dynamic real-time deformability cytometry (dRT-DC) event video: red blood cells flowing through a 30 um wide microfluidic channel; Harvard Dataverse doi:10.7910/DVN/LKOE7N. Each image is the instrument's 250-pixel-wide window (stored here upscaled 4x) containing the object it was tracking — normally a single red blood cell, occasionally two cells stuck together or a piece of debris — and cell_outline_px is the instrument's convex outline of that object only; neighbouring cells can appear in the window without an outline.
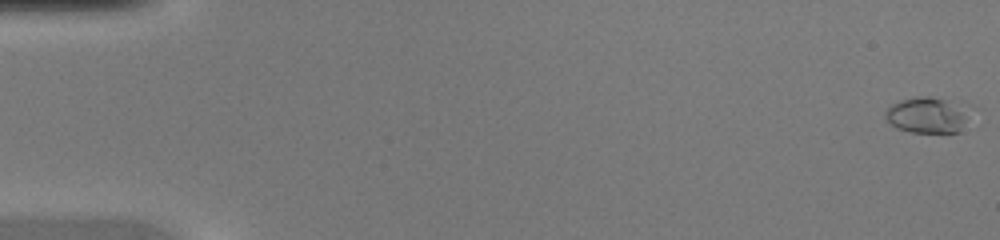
{"species": "common noctule bat (a hibernating species)", "species_latin": "Nyctalus noctula", "temperature_condition": "warm", "stored_images_in_passage": 46, "camera_frame_rate_fps": 3000, "um_per_image_px": 0.085, "animal": {"sex": "female", "body_mass_g": 20.0, "forearm_length_mm": 54.0}, "frame": {"image": 1, "passage_image": 1, "time_ms": 0.0, "image_size_px": [1000, 240], "cell_outline_px": [[964, 120], [960, 132], [908, 132], [896, 128], [884, 116], [884, 112], [892, 104], [900, 100], [916, 96], [928, 96], [944, 100], [960, 112], [964, 116]], "centroid_in_image_um": [78.59, 9.81], "position_along_channel_um": 6.4, "area_um2": 16.42}}
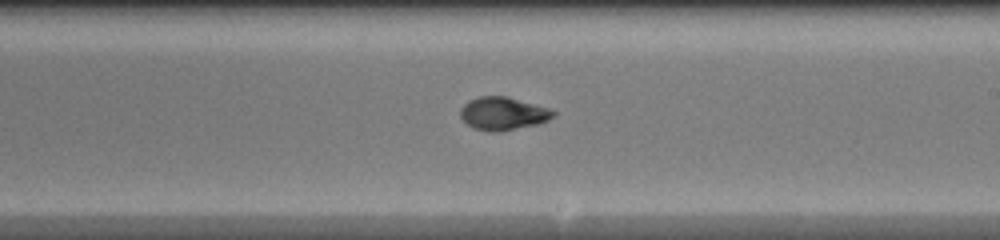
{"frame": {"image": 2, "passage_image": 28, "time_ms": 9.0, "image_size_px": [1000, 240], "cell_outline_px": [[556, 116], [540, 124], [496, 132], [492, 132], [472, 128], [460, 116], [460, 108], [468, 100], [480, 96], [504, 96], [552, 108], [556, 112]], "centroid_in_image_um": [42.79, 9.65], "position_along_channel_um": 246.2, "area_um2": 18.03}}
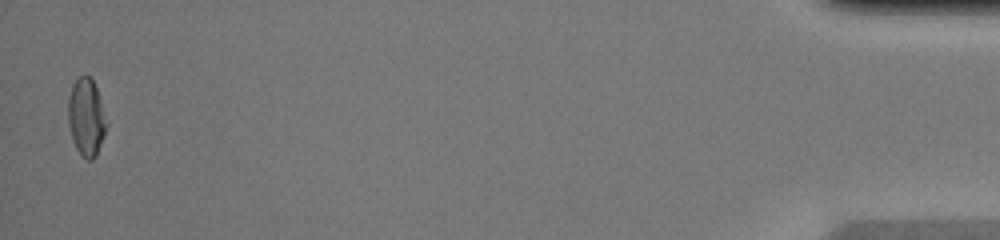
{"frame": {"image": 3, "passage_image": 46, "time_ms": 15.0, "image_size_px": [1000, 240], "cell_outline_px": [[108, 124], [104, 136], [96, 156], [92, 160], [88, 160], [80, 156], [72, 140], [68, 124], [68, 96], [72, 84], [80, 76], [88, 76], [92, 80], [96, 88]], "centroid_in_image_um": [7.32, 10.01], "position_along_channel_um": 427.9, "area_um2": 17.4}}